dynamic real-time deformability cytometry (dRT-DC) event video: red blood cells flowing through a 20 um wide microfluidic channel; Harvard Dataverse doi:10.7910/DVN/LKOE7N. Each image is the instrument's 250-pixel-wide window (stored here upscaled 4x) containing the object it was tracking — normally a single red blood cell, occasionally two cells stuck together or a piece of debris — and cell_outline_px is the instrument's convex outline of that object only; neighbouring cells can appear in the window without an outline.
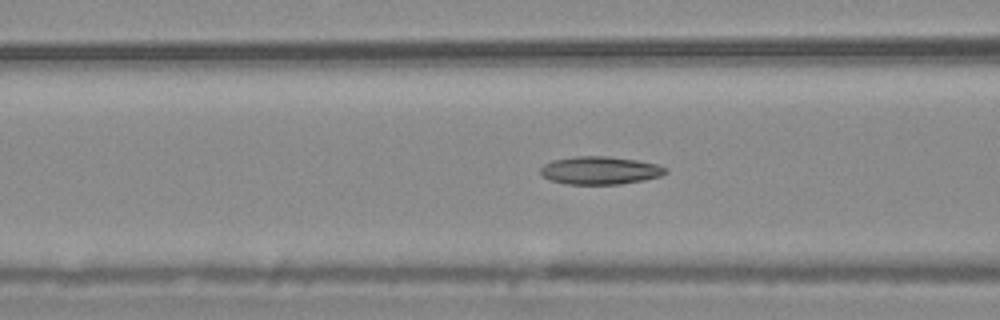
{"species": "common noctule bat (a hibernating species)", "species_latin": "Nyctalus noctula", "temperature_condition": "warm", "stored_images_in_passage": 54, "camera_frame_rate_fps": 3000, "um_per_image_px": 0.085, "animal": {"sex": "male", "body_mass_g": 20.4}, "frame": {"image": 1, "passage_image": 21, "time_ms": 6.667, "image_size_px": [1000, 320], "cell_outline_px": [[668, 172], [660, 176], [644, 180], [620, 184], [568, 184], [548, 180], [540, 176], [540, 168], [544, 164], [552, 160], [576, 156], [608, 156], [636, 160], [656, 164], [668, 168]], "centroid_in_image_um": [50.97, 14.49], "position_along_channel_um": 115.6, "area_um2": 20.52}}
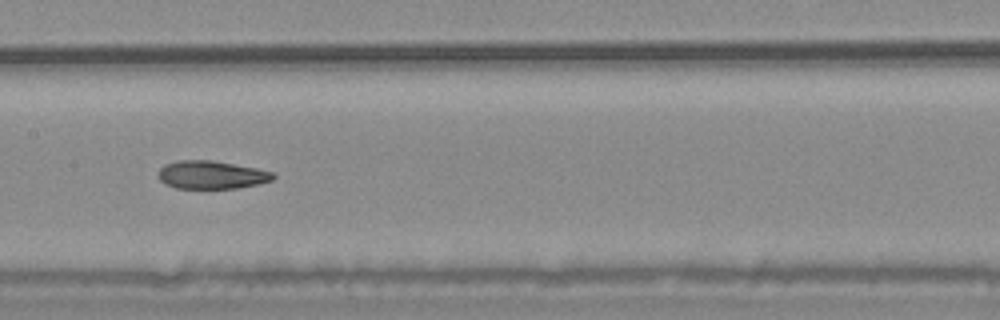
{"frame": {"image": 2, "passage_image": 27, "time_ms": 8.667, "image_size_px": [1000, 320], "cell_outline_px": [[276, 176], [272, 180], [256, 184], [236, 188], [176, 188], [164, 184], [156, 176], [156, 172], [164, 164], [176, 160], [212, 160], [256, 168], [272, 172]], "centroid_in_image_um": [17.9, 14.85], "position_along_channel_um": 189.5, "area_um2": 18.9}}
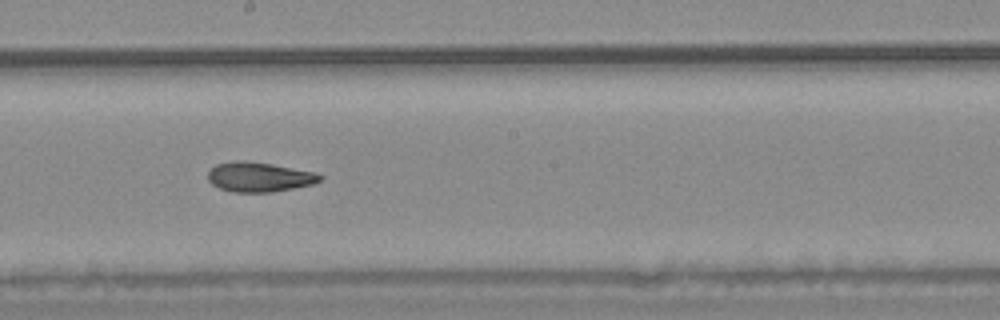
{"frame": {"image": 3, "passage_image": 30, "time_ms": 9.667, "image_size_px": [1000, 320], "cell_outline_px": [[324, 176], [320, 180], [312, 184], [272, 192], [232, 192], [220, 188], [212, 184], [208, 180], [208, 172], [216, 164], [236, 160], [244, 160], [272, 164], [316, 172]], "centroid_in_image_um": [22.02, 15.03], "position_along_channel_um": 226.2, "area_um2": 19.36}, "authors_computed_cell_mechanics": {"area_um2": 20.4901, "velocity_mm_per_s": 3.6812, "shape_relaxation_time_tau1_ms": null, "shape_relaxation_time_tau2_ms": 3.8121, "deformation_change_tau1": null, "deformation_change_tau2": 0.1121}}